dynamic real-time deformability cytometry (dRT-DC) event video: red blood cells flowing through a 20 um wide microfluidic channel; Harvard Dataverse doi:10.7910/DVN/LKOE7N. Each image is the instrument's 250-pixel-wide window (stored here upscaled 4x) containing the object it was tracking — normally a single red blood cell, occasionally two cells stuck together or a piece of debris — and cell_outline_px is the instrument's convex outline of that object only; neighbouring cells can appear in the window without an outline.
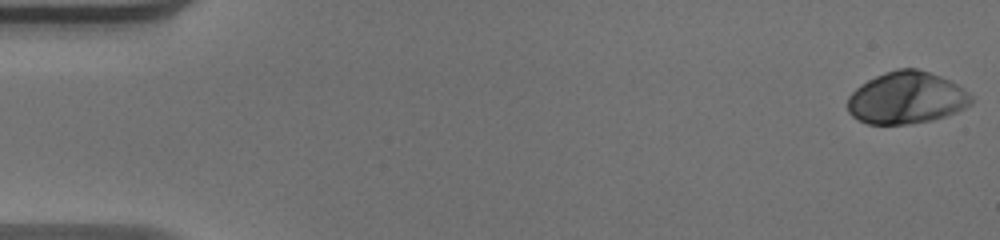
{"species": "human", "species_latin": "Homo sapiens", "temperature_condition": "warm", "stored_images_in_passage": 52, "camera_frame_rate_fps": 3000, "um_per_image_px": 0.085, "donor": {"sex": "male"}, "frame": {"image": 1, "passage_image": 1, "time_ms": 0.0, "image_size_px": [1000, 240], "cell_outline_px": [[972, 104], [956, 112], [932, 120], [908, 124], [868, 124], [852, 116], [848, 112], [848, 96], [860, 84], [884, 72], [896, 68], [916, 68], [940, 76], [956, 84], [968, 92], [972, 96]], "centroid_in_image_um": [77.04, 8.31], "position_along_channel_um": 8.0, "area_um2": 37.45}}
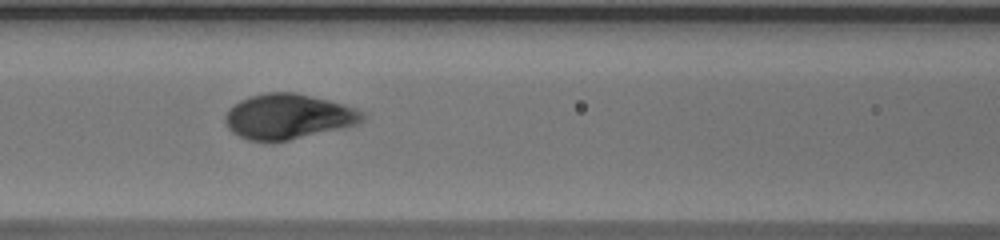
{"frame": {"image": 2, "passage_image": 23, "time_ms": 7.333, "image_size_px": [1000, 240], "cell_outline_px": [[364, 120], [356, 124], [344, 128], [272, 144], [248, 140], [232, 132], [228, 128], [224, 120], [224, 116], [228, 108], [232, 104], [248, 96], [264, 92], [296, 92], [328, 100], [356, 108], [364, 112]], "centroid_in_image_um": [24.45, 9.92], "position_along_channel_um": 142.2, "area_um2": 36.82}}
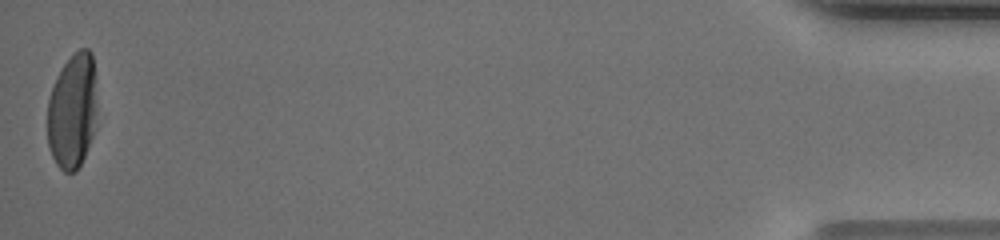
{"frame": {"image": 3, "passage_image": 52, "time_ms": 17.0, "image_size_px": [1000, 240], "cell_outline_px": [[96, 128], [84, 156], [76, 172], [64, 172], [56, 164], [52, 156], [48, 144], [48, 100], [56, 76], [64, 64], [80, 48], [88, 48], [92, 52], [96, 104]], "centroid_in_image_um": [6.16, 9.46], "position_along_channel_um": 429.0, "area_um2": 33.29}, "authors_computed_cell_mechanics": {"area_um2": 35.836, "velocity_mm_per_s": 3.9333, "shape_relaxation_time_tau1_ms": 3.1433, "shape_relaxation_time_tau2_ms": null, "deformation_change_tau1": 0.215, "deformation_change_tau2": null}}